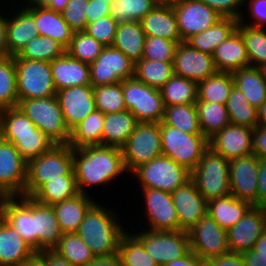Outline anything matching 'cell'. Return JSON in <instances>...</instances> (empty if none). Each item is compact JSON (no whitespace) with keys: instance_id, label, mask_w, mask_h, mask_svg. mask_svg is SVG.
<instances>
[{"instance_id":"obj_79","label":"cell","mask_w":266,"mask_h":266,"mask_svg":"<svg viewBox=\"0 0 266 266\" xmlns=\"http://www.w3.org/2000/svg\"><path fill=\"white\" fill-rule=\"evenodd\" d=\"M101 1H105V2H107L108 4H112L114 1H116V0H101Z\"/></svg>"},{"instance_id":"obj_55","label":"cell","mask_w":266,"mask_h":266,"mask_svg":"<svg viewBox=\"0 0 266 266\" xmlns=\"http://www.w3.org/2000/svg\"><path fill=\"white\" fill-rule=\"evenodd\" d=\"M177 43L160 37L146 36L142 59L173 62Z\"/></svg>"},{"instance_id":"obj_65","label":"cell","mask_w":266,"mask_h":266,"mask_svg":"<svg viewBox=\"0 0 266 266\" xmlns=\"http://www.w3.org/2000/svg\"><path fill=\"white\" fill-rule=\"evenodd\" d=\"M85 266H122L119 253L109 256L95 257L91 262Z\"/></svg>"},{"instance_id":"obj_43","label":"cell","mask_w":266,"mask_h":266,"mask_svg":"<svg viewBox=\"0 0 266 266\" xmlns=\"http://www.w3.org/2000/svg\"><path fill=\"white\" fill-rule=\"evenodd\" d=\"M173 75V62L141 59L135 63L134 77L155 89H160Z\"/></svg>"},{"instance_id":"obj_57","label":"cell","mask_w":266,"mask_h":266,"mask_svg":"<svg viewBox=\"0 0 266 266\" xmlns=\"http://www.w3.org/2000/svg\"><path fill=\"white\" fill-rule=\"evenodd\" d=\"M88 4L89 0H69L67 6L61 12L63 19L74 32L85 30Z\"/></svg>"},{"instance_id":"obj_63","label":"cell","mask_w":266,"mask_h":266,"mask_svg":"<svg viewBox=\"0 0 266 266\" xmlns=\"http://www.w3.org/2000/svg\"><path fill=\"white\" fill-rule=\"evenodd\" d=\"M266 206V158L259 159L258 207Z\"/></svg>"},{"instance_id":"obj_13","label":"cell","mask_w":266,"mask_h":266,"mask_svg":"<svg viewBox=\"0 0 266 266\" xmlns=\"http://www.w3.org/2000/svg\"><path fill=\"white\" fill-rule=\"evenodd\" d=\"M187 232L190 250L201 260H208L230 252L227 244V231L208 213Z\"/></svg>"},{"instance_id":"obj_14","label":"cell","mask_w":266,"mask_h":266,"mask_svg":"<svg viewBox=\"0 0 266 266\" xmlns=\"http://www.w3.org/2000/svg\"><path fill=\"white\" fill-rule=\"evenodd\" d=\"M145 206L143 213L147 226L143 228L153 231H177L179 219L170 192L157 189L141 188ZM149 226V227H148Z\"/></svg>"},{"instance_id":"obj_7","label":"cell","mask_w":266,"mask_h":266,"mask_svg":"<svg viewBox=\"0 0 266 266\" xmlns=\"http://www.w3.org/2000/svg\"><path fill=\"white\" fill-rule=\"evenodd\" d=\"M229 160L208 148L191 172V179L207 200L231 195Z\"/></svg>"},{"instance_id":"obj_16","label":"cell","mask_w":266,"mask_h":266,"mask_svg":"<svg viewBox=\"0 0 266 266\" xmlns=\"http://www.w3.org/2000/svg\"><path fill=\"white\" fill-rule=\"evenodd\" d=\"M172 7L182 42L208 29L222 18L201 0H182Z\"/></svg>"},{"instance_id":"obj_72","label":"cell","mask_w":266,"mask_h":266,"mask_svg":"<svg viewBox=\"0 0 266 266\" xmlns=\"http://www.w3.org/2000/svg\"><path fill=\"white\" fill-rule=\"evenodd\" d=\"M258 123L257 125L266 127V100L257 109Z\"/></svg>"},{"instance_id":"obj_48","label":"cell","mask_w":266,"mask_h":266,"mask_svg":"<svg viewBox=\"0 0 266 266\" xmlns=\"http://www.w3.org/2000/svg\"><path fill=\"white\" fill-rule=\"evenodd\" d=\"M118 253L122 266H158L142 242L128 230L121 236Z\"/></svg>"},{"instance_id":"obj_42","label":"cell","mask_w":266,"mask_h":266,"mask_svg":"<svg viewBox=\"0 0 266 266\" xmlns=\"http://www.w3.org/2000/svg\"><path fill=\"white\" fill-rule=\"evenodd\" d=\"M0 137L5 141L13 143L27 163L49 151L55 145L53 141L39 129L34 134L0 135Z\"/></svg>"},{"instance_id":"obj_40","label":"cell","mask_w":266,"mask_h":266,"mask_svg":"<svg viewBox=\"0 0 266 266\" xmlns=\"http://www.w3.org/2000/svg\"><path fill=\"white\" fill-rule=\"evenodd\" d=\"M197 88V82L173 74L159 90L163 104L167 107L196 103Z\"/></svg>"},{"instance_id":"obj_6","label":"cell","mask_w":266,"mask_h":266,"mask_svg":"<svg viewBox=\"0 0 266 266\" xmlns=\"http://www.w3.org/2000/svg\"><path fill=\"white\" fill-rule=\"evenodd\" d=\"M140 188L174 192L191 179V172L170 157L160 155L150 162L139 165L131 172Z\"/></svg>"},{"instance_id":"obj_38","label":"cell","mask_w":266,"mask_h":266,"mask_svg":"<svg viewBox=\"0 0 266 266\" xmlns=\"http://www.w3.org/2000/svg\"><path fill=\"white\" fill-rule=\"evenodd\" d=\"M103 124L104 114L95 109L71 130L68 145L71 148L102 145Z\"/></svg>"},{"instance_id":"obj_1","label":"cell","mask_w":266,"mask_h":266,"mask_svg":"<svg viewBox=\"0 0 266 266\" xmlns=\"http://www.w3.org/2000/svg\"><path fill=\"white\" fill-rule=\"evenodd\" d=\"M73 170L78 190L84 194H89L87 187L108 185L128 174L121 148L105 145L73 148Z\"/></svg>"},{"instance_id":"obj_73","label":"cell","mask_w":266,"mask_h":266,"mask_svg":"<svg viewBox=\"0 0 266 266\" xmlns=\"http://www.w3.org/2000/svg\"><path fill=\"white\" fill-rule=\"evenodd\" d=\"M23 1H26L24 4L22 3L24 7H45L50 0H22L21 2Z\"/></svg>"},{"instance_id":"obj_45","label":"cell","mask_w":266,"mask_h":266,"mask_svg":"<svg viewBox=\"0 0 266 266\" xmlns=\"http://www.w3.org/2000/svg\"><path fill=\"white\" fill-rule=\"evenodd\" d=\"M237 30L244 39L250 66L260 67L266 64V28L246 25L239 21Z\"/></svg>"},{"instance_id":"obj_30","label":"cell","mask_w":266,"mask_h":266,"mask_svg":"<svg viewBox=\"0 0 266 266\" xmlns=\"http://www.w3.org/2000/svg\"><path fill=\"white\" fill-rule=\"evenodd\" d=\"M90 194L79 193L76 196L52 205L62 233H75L86 212L95 203Z\"/></svg>"},{"instance_id":"obj_46","label":"cell","mask_w":266,"mask_h":266,"mask_svg":"<svg viewBox=\"0 0 266 266\" xmlns=\"http://www.w3.org/2000/svg\"><path fill=\"white\" fill-rule=\"evenodd\" d=\"M53 250L74 266H85L95 258L91 249L76 233H63Z\"/></svg>"},{"instance_id":"obj_59","label":"cell","mask_w":266,"mask_h":266,"mask_svg":"<svg viewBox=\"0 0 266 266\" xmlns=\"http://www.w3.org/2000/svg\"><path fill=\"white\" fill-rule=\"evenodd\" d=\"M245 6L248 7V15L254 22H245V18H247L245 14L239 21L246 25L266 28V0H244V8Z\"/></svg>"},{"instance_id":"obj_33","label":"cell","mask_w":266,"mask_h":266,"mask_svg":"<svg viewBox=\"0 0 266 266\" xmlns=\"http://www.w3.org/2000/svg\"><path fill=\"white\" fill-rule=\"evenodd\" d=\"M34 21L39 35L55 39L65 48L69 46L74 31L60 12L46 7H34Z\"/></svg>"},{"instance_id":"obj_78","label":"cell","mask_w":266,"mask_h":266,"mask_svg":"<svg viewBox=\"0 0 266 266\" xmlns=\"http://www.w3.org/2000/svg\"><path fill=\"white\" fill-rule=\"evenodd\" d=\"M262 211L264 213V217H265V225H266V206L262 208Z\"/></svg>"},{"instance_id":"obj_25","label":"cell","mask_w":266,"mask_h":266,"mask_svg":"<svg viewBox=\"0 0 266 266\" xmlns=\"http://www.w3.org/2000/svg\"><path fill=\"white\" fill-rule=\"evenodd\" d=\"M56 91L80 85H89L90 66L67 53L50 62Z\"/></svg>"},{"instance_id":"obj_64","label":"cell","mask_w":266,"mask_h":266,"mask_svg":"<svg viewBox=\"0 0 266 266\" xmlns=\"http://www.w3.org/2000/svg\"><path fill=\"white\" fill-rule=\"evenodd\" d=\"M37 253L43 258L45 266H74L53 249L41 250Z\"/></svg>"},{"instance_id":"obj_27","label":"cell","mask_w":266,"mask_h":266,"mask_svg":"<svg viewBox=\"0 0 266 266\" xmlns=\"http://www.w3.org/2000/svg\"><path fill=\"white\" fill-rule=\"evenodd\" d=\"M213 61L217 72H230L250 66L246 46L236 29L214 51Z\"/></svg>"},{"instance_id":"obj_66","label":"cell","mask_w":266,"mask_h":266,"mask_svg":"<svg viewBox=\"0 0 266 266\" xmlns=\"http://www.w3.org/2000/svg\"><path fill=\"white\" fill-rule=\"evenodd\" d=\"M201 259L191 250L182 258L166 263L164 266H198Z\"/></svg>"},{"instance_id":"obj_51","label":"cell","mask_w":266,"mask_h":266,"mask_svg":"<svg viewBox=\"0 0 266 266\" xmlns=\"http://www.w3.org/2000/svg\"><path fill=\"white\" fill-rule=\"evenodd\" d=\"M157 4L156 0H116L110 15L118 24L141 21Z\"/></svg>"},{"instance_id":"obj_21","label":"cell","mask_w":266,"mask_h":266,"mask_svg":"<svg viewBox=\"0 0 266 266\" xmlns=\"http://www.w3.org/2000/svg\"><path fill=\"white\" fill-rule=\"evenodd\" d=\"M56 97L70 131L96 109L91 84L59 90Z\"/></svg>"},{"instance_id":"obj_8","label":"cell","mask_w":266,"mask_h":266,"mask_svg":"<svg viewBox=\"0 0 266 266\" xmlns=\"http://www.w3.org/2000/svg\"><path fill=\"white\" fill-rule=\"evenodd\" d=\"M18 99H35L56 95L50 62L14 56Z\"/></svg>"},{"instance_id":"obj_62","label":"cell","mask_w":266,"mask_h":266,"mask_svg":"<svg viewBox=\"0 0 266 266\" xmlns=\"http://www.w3.org/2000/svg\"><path fill=\"white\" fill-rule=\"evenodd\" d=\"M212 266H245L241 253H226L208 259Z\"/></svg>"},{"instance_id":"obj_61","label":"cell","mask_w":266,"mask_h":266,"mask_svg":"<svg viewBox=\"0 0 266 266\" xmlns=\"http://www.w3.org/2000/svg\"><path fill=\"white\" fill-rule=\"evenodd\" d=\"M252 151L259 159L266 158V127L257 125L253 128Z\"/></svg>"},{"instance_id":"obj_53","label":"cell","mask_w":266,"mask_h":266,"mask_svg":"<svg viewBox=\"0 0 266 266\" xmlns=\"http://www.w3.org/2000/svg\"><path fill=\"white\" fill-rule=\"evenodd\" d=\"M38 128L17 106L0 111V135L34 134Z\"/></svg>"},{"instance_id":"obj_15","label":"cell","mask_w":266,"mask_h":266,"mask_svg":"<svg viewBox=\"0 0 266 266\" xmlns=\"http://www.w3.org/2000/svg\"><path fill=\"white\" fill-rule=\"evenodd\" d=\"M228 167L231 195L258 207L259 158L251 154L229 159Z\"/></svg>"},{"instance_id":"obj_34","label":"cell","mask_w":266,"mask_h":266,"mask_svg":"<svg viewBox=\"0 0 266 266\" xmlns=\"http://www.w3.org/2000/svg\"><path fill=\"white\" fill-rule=\"evenodd\" d=\"M238 22L231 17H222L208 29L193 35L186 43L198 51L213 55L216 48L237 29Z\"/></svg>"},{"instance_id":"obj_52","label":"cell","mask_w":266,"mask_h":266,"mask_svg":"<svg viewBox=\"0 0 266 266\" xmlns=\"http://www.w3.org/2000/svg\"><path fill=\"white\" fill-rule=\"evenodd\" d=\"M104 48L105 46L102 43L85 31H76L73 33L70 44L66 48V53L72 58L90 64L96 60Z\"/></svg>"},{"instance_id":"obj_29","label":"cell","mask_w":266,"mask_h":266,"mask_svg":"<svg viewBox=\"0 0 266 266\" xmlns=\"http://www.w3.org/2000/svg\"><path fill=\"white\" fill-rule=\"evenodd\" d=\"M34 234H36V252L54 249L62 232L51 205L37 202L34 199Z\"/></svg>"},{"instance_id":"obj_44","label":"cell","mask_w":266,"mask_h":266,"mask_svg":"<svg viewBox=\"0 0 266 266\" xmlns=\"http://www.w3.org/2000/svg\"><path fill=\"white\" fill-rule=\"evenodd\" d=\"M226 109L231 124L254 128L258 123L257 109L250 105L244 93L233 86Z\"/></svg>"},{"instance_id":"obj_10","label":"cell","mask_w":266,"mask_h":266,"mask_svg":"<svg viewBox=\"0 0 266 266\" xmlns=\"http://www.w3.org/2000/svg\"><path fill=\"white\" fill-rule=\"evenodd\" d=\"M121 150L127 172L162 155L160 123L139 122Z\"/></svg>"},{"instance_id":"obj_18","label":"cell","mask_w":266,"mask_h":266,"mask_svg":"<svg viewBox=\"0 0 266 266\" xmlns=\"http://www.w3.org/2000/svg\"><path fill=\"white\" fill-rule=\"evenodd\" d=\"M0 216L36 251L34 199L31 196H6L0 204Z\"/></svg>"},{"instance_id":"obj_60","label":"cell","mask_w":266,"mask_h":266,"mask_svg":"<svg viewBox=\"0 0 266 266\" xmlns=\"http://www.w3.org/2000/svg\"><path fill=\"white\" fill-rule=\"evenodd\" d=\"M110 4L101 0H89L88 10L86 11L87 24L93 23L98 19L110 15Z\"/></svg>"},{"instance_id":"obj_35","label":"cell","mask_w":266,"mask_h":266,"mask_svg":"<svg viewBox=\"0 0 266 266\" xmlns=\"http://www.w3.org/2000/svg\"><path fill=\"white\" fill-rule=\"evenodd\" d=\"M145 40L146 34L140 21L120 23L117 26L112 46L136 63L143 57Z\"/></svg>"},{"instance_id":"obj_5","label":"cell","mask_w":266,"mask_h":266,"mask_svg":"<svg viewBox=\"0 0 266 266\" xmlns=\"http://www.w3.org/2000/svg\"><path fill=\"white\" fill-rule=\"evenodd\" d=\"M18 107L54 144H68L70 130L56 95L20 100Z\"/></svg>"},{"instance_id":"obj_2","label":"cell","mask_w":266,"mask_h":266,"mask_svg":"<svg viewBox=\"0 0 266 266\" xmlns=\"http://www.w3.org/2000/svg\"><path fill=\"white\" fill-rule=\"evenodd\" d=\"M114 209L95 202L75 232L95 257L117 253L121 236L128 230L120 223L122 219H119L120 215Z\"/></svg>"},{"instance_id":"obj_3","label":"cell","mask_w":266,"mask_h":266,"mask_svg":"<svg viewBox=\"0 0 266 266\" xmlns=\"http://www.w3.org/2000/svg\"><path fill=\"white\" fill-rule=\"evenodd\" d=\"M73 170V148L55 144L49 151L27 163L23 196H32L44 183L68 175Z\"/></svg>"},{"instance_id":"obj_23","label":"cell","mask_w":266,"mask_h":266,"mask_svg":"<svg viewBox=\"0 0 266 266\" xmlns=\"http://www.w3.org/2000/svg\"><path fill=\"white\" fill-rule=\"evenodd\" d=\"M252 128L228 124L209 139V148L226 159L253 154Z\"/></svg>"},{"instance_id":"obj_37","label":"cell","mask_w":266,"mask_h":266,"mask_svg":"<svg viewBox=\"0 0 266 266\" xmlns=\"http://www.w3.org/2000/svg\"><path fill=\"white\" fill-rule=\"evenodd\" d=\"M74 170L68 175L44 183L31 197L37 202L54 205L79 194Z\"/></svg>"},{"instance_id":"obj_56","label":"cell","mask_w":266,"mask_h":266,"mask_svg":"<svg viewBox=\"0 0 266 266\" xmlns=\"http://www.w3.org/2000/svg\"><path fill=\"white\" fill-rule=\"evenodd\" d=\"M118 22L111 16H105L87 24L85 32L104 46H112Z\"/></svg>"},{"instance_id":"obj_58","label":"cell","mask_w":266,"mask_h":266,"mask_svg":"<svg viewBox=\"0 0 266 266\" xmlns=\"http://www.w3.org/2000/svg\"><path fill=\"white\" fill-rule=\"evenodd\" d=\"M222 17H231L238 21L244 15V0H201ZM242 6V7H241ZM241 9H243L241 11Z\"/></svg>"},{"instance_id":"obj_26","label":"cell","mask_w":266,"mask_h":266,"mask_svg":"<svg viewBox=\"0 0 266 266\" xmlns=\"http://www.w3.org/2000/svg\"><path fill=\"white\" fill-rule=\"evenodd\" d=\"M36 251L0 216V266H20Z\"/></svg>"},{"instance_id":"obj_75","label":"cell","mask_w":266,"mask_h":266,"mask_svg":"<svg viewBox=\"0 0 266 266\" xmlns=\"http://www.w3.org/2000/svg\"><path fill=\"white\" fill-rule=\"evenodd\" d=\"M262 77L264 78V80L266 81V64L261 65L260 67H258Z\"/></svg>"},{"instance_id":"obj_76","label":"cell","mask_w":266,"mask_h":266,"mask_svg":"<svg viewBox=\"0 0 266 266\" xmlns=\"http://www.w3.org/2000/svg\"><path fill=\"white\" fill-rule=\"evenodd\" d=\"M198 266H212L208 260H200Z\"/></svg>"},{"instance_id":"obj_22","label":"cell","mask_w":266,"mask_h":266,"mask_svg":"<svg viewBox=\"0 0 266 266\" xmlns=\"http://www.w3.org/2000/svg\"><path fill=\"white\" fill-rule=\"evenodd\" d=\"M179 219V230L188 231L207 214L208 201L192 179L171 193Z\"/></svg>"},{"instance_id":"obj_4","label":"cell","mask_w":266,"mask_h":266,"mask_svg":"<svg viewBox=\"0 0 266 266\" xmlns=\"http://www.w3.org/2000/svg\"><path fill=\"white\" fill-rule=\"evenodd\" d=\"M162 155L192 172L209 148V140L203 134H191L171 125L160 123Z\"/></svg>"},{"instance_id":"obj_28","label":"cell","mask_w":266,"mask_h":266,"mask_svg":"<svg viewBox=\"0 0 266 266\" xmlns=\"http://www.w3.org/2000/svg\"><path fill=\"white\" fill-rule=\"evenodd\" d=\"M140 23L146 36L182 42L172 5L157 4Z\"/></svg>"},{"instance_id":"obj_69","label":"cell","mask_w":266,"mask_h":266,"mask_svg":"<svg viewBox=\"0 0 266 266\" xmlns=\"http://www.w3.org/2000/svg\"><path fill=\"white\" fill-rule=\"evenodd\" d=\"M245 266H266V257H255L250 251L242 253Z\"/></svg>"},{"instance_id":"obj_24","label":"cell","mask_w":266,"mask_h":266,"mask_svg":"<svg viewBox=\"0 0 266 266\" xmlns=\"http://www.w3.org/2000/svg\"><path fill=\"white\" fill-rule=\"evenodd\" d=\"M7 18L6 45L10 56L17 55L21 49L33 38L39 36L34 21V7H22Z\"/></svg>"},{"instance_id":"obj_19","label":"cell","mask_w":266,"mask_h":266,"mask_svg":"<svg viewBox=\"0 0 266 266\" xmlns=\"http://www.w3.org/2000/svg\"><path fill=\"white\" fill-rule=\"evenodd\" d=\"M217 72L213 55L192 48L188 43H178L173 60V74L200 82Z\"/></svg>"},{"instance_id":"obj_17","label":"cell","mask_w":266,"mask_h":266,"mask_svg":"<svg viewBox=\"0 0 266 266\" xmlns=\"http://www.w3.org/2000/svg\"><path fill=\"white\" fill-rule=\"evenodd\" d=\"M27 181V162L13 143L0 137V191L5 196H22Z\"/></svg>"},{"instance_id":"obj_77","label":"cell","mask_w":266,"mask_h":266,"mask_svg":"<svg viewBox=\"0 0 266 266\" xmlns=\"http://www.w3.org/2000/svg\"><path fill=\"white\" fill-rule=\"evenodd\" d=\"M5 195L0 191V204L3 202V200L5 199Z\"/></svg>"},{"instance_id":"obj_36","label":"cell","mask_w":266,"mask_h":266,"mask_svg":"<svg viewBox=\"0 0 266 266\" xmlns=\"http://www.w3.org/2000/svg\"><path fill=\"white\" fill-rule=\"evenodd\" d=\"M234 86L241 90L251 106L258 109L266 100V81L258 67H245L233 71Z\"/></svg>"},{"instance_id":"obj_71","label":"cell","mask_w":266,"mask_h":266,"mask_svg":"<svg viewBox=\"0 0 266 266\" xmlns=\"http://www.w3.org/2000/svg\"><path fill=\"white\" fill-rule=\"evenodd\" d=\"M20 266H45L43 258L36 252L31 258L27 259Z\"/></svg>"},{"instance_id":"obj_31","label":"cell","mask_w":266,"mask_h":266,"mask_svg":"<svg viewBox=\"0 0 266 266\" xmlns=\"http://www.w3.org/2000/svg\"><path fill=\"white\" fill-rule=\"evenodd\" d=\"M138 123L129 110L104 114L102 145L122 148Z\"/></svg>"},{"instance_id":"obj_12","label":"cell","mask_w":266,"mask_h":266,"mask_svg":"<svg viewBox=\"0 0 266 266\" xmlns=\"http://www.w3.org/2000/svg\"><path fill=\"white\" fill-rule=\"evenodd\" d=\"M90 66V83L93 87L112 85L134 77L135 63L113 46H105Z\"/></svg>"},{"instance_id":"obj_67","label":"cell","mask_w":266,"mask_h":266,"mask_svg":"<svg viewBox=\"0 0 266 266\" xmlns=\"http://www.w3.org/2000/svg\"><path fill=\"white\" fill-rule=\"evenodd\" d=\"M4 16H3V14L0 13V57L9 56L8 48L6 45L7 14H5Z\"/></svg>"},{"instance_id":"obj_70","label":"cell","mask_w":266,"mask_h":266,"mask_svg":"<svg viewBox=\"0 0 266 266\" xmlns=\"http://www.w3.org/2000/svg\"><path fill=\"white\" fill-rule=\"evenodd\" d=\"M68 2L69 0H50L45 7L55 12L61 13L67 6Z\"/></svg>"},{"instance_id":"obj_41","label":"cell","mask_w":266,"mask_h":266,"mask_svg":"<svg viewBox=\"0 0 266 266\" xmlns=\"http://www.w3.org/2000/svg\"><path fill=\"white\" fill-rule=\"evenodd\" d=\"M202 134L209 140L230 124L226 105L205 101L195 103Z\"/></svg>"},{"instance_id":"obj_50","label":"cell","mask_w":266,"mask_h":266,"mask_svg":"<svg viewBox=\"0 0 266 266\" xmlns=\"http://www.w3.org/2000/svg\"><path fill=\"white\" fill-rule=\"evenodd\" d=\"M18 103L14 56L0 57V111Z\"/></svg>"},{"instance_id":"obj_74","label":"cell","mask_w":266,"mask_h":266,"mask_svg":"<svg viewBox=\"0 0 266 266\" xmlns=\"http://www.w3.org/2000/svg\"><path fill=\"white\" fill-rule=\"evenodd\" d=\"M180 1H182V0H156V2L158 4H165V5H173V4H176Z\"/></svg>"},{"instance_id":"obj_68","label":"cell","mask_w":266,"mask_h":266,"mask_svg":"<svg viewBox=\"0 0 266 266\" xmlns=\"http://www.w3.org/2000/svg\"><path fill=\"white\" fill-rule=\"evenodd\" d=\"M255 257H266V231L254 244L253 249L249 250Z\"/></svg>"},{"instance_id":"obj_54","label":"cell","mask_w":266,"mask_h":266,"mask_svg":"<svg viewBox=\"0 0 266 266\" xmlns=\"http://www.w3.org/2000/svg\"><path fill=\"white\" fill-rule=\"evenodd\" d=\"M95 107L103 114L127 110L122 92V81L112 85L93 87Z\"/></svg>"},{"instance_id":"obj_47","label":"cell","mask_w":266,"mask_h":266,"mask_svg":"<svg viewBox=\"0 0 266 266\" xmlns=\"http://www.w3.org/2000/svg\"><path fill=\"white\" fill-rule=\"evenodd\" d=\"M66 53V48L55 39L39 35L30 40L16 55L27 60L51 62Z\"/></svg>"},{"instance_id":"obj_20","label":"cell","mask_w":266,"mask_h":266,"mask_svg":"<svg viewBox=\"0 0 266 266\" xmlns=\"http://www.w3.org/2000/svg\"><path fill=\"white\" fill-rule=\"evenodd\" d=\"M266 231L262 208L252 206L232 228L227 230V244L232 253L253 249L256 241Z\"/></svg>"},{"instance_id":"obj_32","label":"cell","mask_w":266,"mask_h":266,"mask_svg":"<svg viewBox=\"0 0 266 266\" xmlns=\"http://www.w3.org/2000/svg\"><path fill=\"white\" fill-rule=\"evenodd\" d=\"M253 205L233 195L208 201L207 213L224 229L232 228Z\"/></svg>"},{"instance_id":"obj_39","label":"cell","mask_w":266,"mask_h":266,"mask_svg":"<svg viewBox=\"0 0 266 266\" xmlns=\"http://www.w3.org/2000/svg\"><path fill=\"white\" fill-rule=\"evenodd\" d=\"M233 86L234 79L230 72H216L198 82L197 101L226 105Z\"/></svg>"},{"instance_id":"obj_9","label":"cell","mask_w":266,"mask_h":266,"mask_svg":"<svg viewBox=\"0 0 266 266\" xmlns=\"http://www.w3.org/2000/svg\"><path fill=\"white\" fill-rule=\"evenodd\" d=\"M122 92L127 110L137 118L138 122L163 121L165 106L160 90L132 77L122 80Z\"/></svg>"},{"instance_id":"obj_49","label":"cell","mask_w":266,"mask_h":266,"mask_svg":"<svg viewBox=\"0 0 266 266\" xmlns=\"http://www.w3.org/2000/svg\"><path fill=\"white\" fill-rule=\"evenodd\" d=\"M163 122L186 133L202 134L195 103L165 107Z\"/></svg>"},{"instance_id":"obj_11","label":"cell","mask_w":266,"mask_h":266,"mask_svg":"<svg viewBox=\"0 0 266 266\" xmlns=\"http://www.w3.org/2000/svg\"><path fill=\"white\" fill-rule=\"evenodd\" d=\"M132 233L142 242L158 266L182 258L190 251L189 235L184 230L153 231L142 228Z\"/></svg>"}]
</instances>
